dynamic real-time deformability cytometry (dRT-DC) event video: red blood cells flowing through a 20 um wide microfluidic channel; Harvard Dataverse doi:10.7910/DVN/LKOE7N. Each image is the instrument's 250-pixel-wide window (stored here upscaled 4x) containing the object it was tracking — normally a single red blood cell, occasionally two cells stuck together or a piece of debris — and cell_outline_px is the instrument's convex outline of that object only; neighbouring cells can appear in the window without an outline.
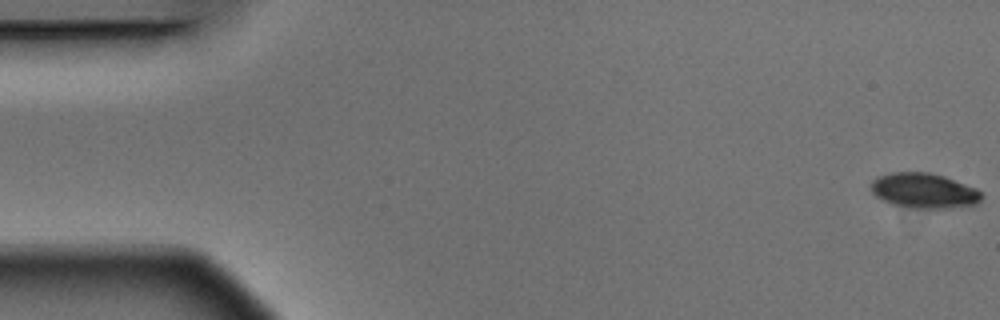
{"species": "Egyptian fruit bat (a non-hibernating species)", "species_latin": "Rousettus aegyptiacus", "temperature_condition": "warm", "stored_images_in_passage": 5, "camera_frame_rate_fps": 3000, "um_per_image_px": 0.085, "animal": {"sex": "male"}, "frame": {"image": 1, "passage_image": 1, "time_ms": 0.0, "image_size_px": [1000, 320], "cell_outline_px": [[980, 200], [976, 204], [944, 208], [920, 208], [892, 204], [876, 196], [872, 192], [872, 180], [876, 176], [892, 172], [928, 172], [944, 176], [976, 188], [980, 192]], "centroid_in_image_um": [78.51, 16.19], "position_along_channel_um": 6.5, "area_um2": 22.25}}
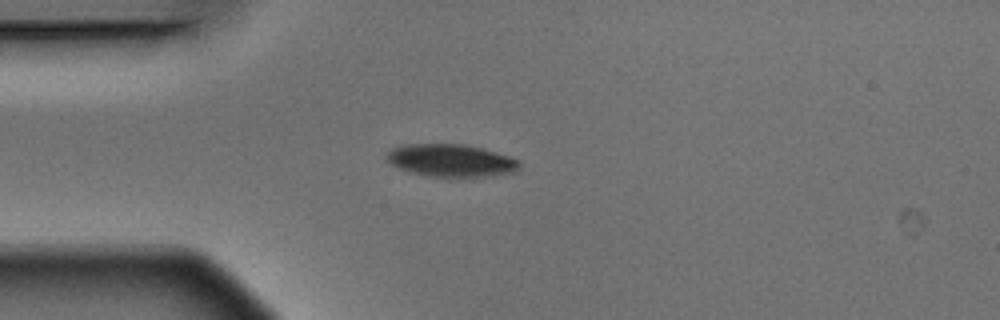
{"frame": {"image": 2, "passage_image": 5, "time_ms": 1.333, "image_size_px": [1000, 320], "cell_outline_px": [[520, 168], [512, 172], [492, 176], [448, 180], [408, 172], [384, 160], [384, 156], [392, 148], [404, 144], [464, 144], [484, 148], [520, 160]], "centroid_in_image_um": [38.33, 13.68], "position_along_channel_um": 46.7, "area_um2": 26.18}}